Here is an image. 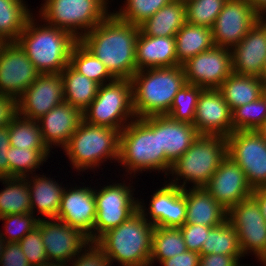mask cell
Returning a JSON list of instances; mask_svg holds the SVG:
<instances>
[{
	"mask_svg": "<svg viewBox=\"0 0 266 266\" xmlns=\"http://www.w3.org/2000/svg\"><path fill=\"white\" fill-rule=\"evenodd\" d=\"M139 32V26L110 12L79 42L107 67L115 79H131L137 71L136 42Z\"/></svg>",
	"mask_w": 266,
	"mask_h": 266,
	"instance_id": "cell-1",
	"label": "cell"
},
{
	"mask_svg": "<svg viewBox=\"0 0 266 266\" xmlns=\"http://www.w3.org/2000/svg\"><path fill=\"white\" fill-rule=\"evenodd\" d=\"M141 204L138 202V211L128 220L95 241L110 262L116 260L122 266H150L155 227L145 217L147 212Z\"/></svg>",
	"mask_w": 266,
	"mask_h": 266,
	"instance_id": "cell-2",
	"label": "cell"
},
{
	"mask_svg": "<svg viewBox=\"0 0 266 266\" xmlns=\"http://www.w3.org/2000/svg\"><path fill=\"white\" fill-rule=\"evenodd\" d=\"M131 82L136 118L167 114L175 95L187 83L182 65L145 68L136 71Z\"/></svg>",
	"mask_w": 266,
	"mask_h": 266,
	"instance_id": "cell-3",
	"label": "cell"
},
{
	"mask_svg": "<svg viewBox=\"0 0 266 266\" xmlns=\"http://www.w3.org/2000/svg\"><path fill=\"white\" fill-rule=\"evenodd\" d=\"M120 133L119 159L133 171H170L172 163L160 151L159 115L135 118Z\"/></svg>",
	"mask_w": 266,
	"mask_h": 266,
	"instance_id": "cell-4",
	"label": "cell"
},
{
	"mask_svg": "<svg viewBox=\"0 0 266 266\" xmlns=\"http://www.w3.org/2000/svg\"><path fill=\"white\" fill-rule=\"evenodd\" d=\"M33 16L19 34L18 45L40 74L61 73L70 62V54L79 41L66 30L47 24L40 27Z\"/></svg>",
	"mask_w": 266,
	"mask_h": 266,
	"instance_id": "cell-5",
	"label": "cell"
},
{
	"mask_svg": "<svg viewBox=\"0 0 266 266\" xmlns=\"http://www.w3.org/2000/svg\"><path fill=\"white\" fill-rule=\"evenodd\" d=\"M226 156V137L199 135L188 150L172 163L170 169L172 175L186 180L182 185H178L175 180L170 183L184 189L187 181H190L194 184L193 188H204Z\"/></svg>",
	"mask_w": 266,
	"mask_h": 266,
	"instance_id": "cell-6",
	"label": "cell"
},
{
	"mask_svg": "<svg viewBox=\"0 0 266 266\" xmlns=\"http://www.w3.org/2000/svg\"><path fill=\"white\" fill-rule=\"evenodd\" d=\"M120 133V130L82 120L64 150L77 170L99 167L106 158L118 161Z\"/></svg>",
	"mask_w": 266,
	"mask_h": 266,
	"instance_id": "cell-7",
	"label": "cell"
},
{
	"mask_svg": "<svg viewBox=\"0 0 266 266\" xmlns=\"http://www.w3.org/2000/svg\"><path fill=\"white\" fill-rule=\"evenodd\" d=\"M82 115L83 120L91 125L106 126L122 131L128 125L126 122L129 119L127 118L136 117L133 109L131 79H115L100 85L97 96L82 111Z\"/></svg>",
	"mask_w": 266,
	"mask_h": 266,
	"instance_id": "cell-8",
	"label": "cell"
},
{
	"mask_svg": "<svg viewBox=\"0 0 266 266\" xmlns=\"http://www.w3.org/2000/svg\"><path fill=\"white\" fill-rule=\"evenodd\" d=\"M106 1L45 0L39 12L42 19L47 20V25L66 30L79 40L109 15Z\"/></svg>",
	"mask_w": 266,
	"mask_h": 266,
	"instance_id": "cell-9",
	"label": "cell"
},
{
	"mask_svg": "<svg viewBox=\"0 0 266 266\" xmlns=\"http://www.w3.org/2000/svg\"><path fill=\"white\" fill-rule=\"evenodd\" d=\"M100 190L94 191L97 215L94 232L88 237L90 242H95L108 230L116 228L138 211L139 201L134 200L132 190L125 183L105 186Z\"/></svg>",
	"mask_w": 266,
	"mask_h": 266,
	"instance_id": "cell-10",
	"label": "cell"
},
{
	"mask_svg": "<svg viewBox=\"0 0 266 266\" xmlns=\"http://www.w3.org/2000/svg\"><path fill=\"white\" fill-rule=\"evenodd\" d=\"M227 156L246 174L252 189L266 187V140L257 131H234L228 137Z\"/></svg>",
	"mask_w": 266,
	"mask_h": 266,
	"instance_id": "cell-11",
	"label": "cell"
},
{
	"mask_svg": "<svg viewBox=\"0 0 266 266\" xmlns=\"http://www.w3.org/2000/svg\"><path fill=\"white\" fill-rule=\"evenodd\" d=\"M227 220L238 235L241 251H253L263 264L266 262V220L260 205L250 196L228 210Z\"/></svg>",
	"mask_w": 266,
	"mask_h": 266,
	"instance_id": "cell-12",
	"label": "cell"
},
{
	"mask_svg": "<svg viewBox=\"0 0 266 266\" xmlns=\"http://www.w3.org/2000/svg\"><path fill=\"white\" fill-rule=\"evenodd\" d=\"M186 82L204 89H217L232 73L231 49L214 46L183 65Z\"/></svg>",
	"mask_w": 266,
	"mask_h": 266,
	"instance_id": "cell-13",
	"label": "cell"
},
{
	"mask_svg": "<svg viewBox=\"0 0 266 266\" xmlns=\"http://www.w3.org/2000/svg\"><path fill=\"white\" fill-rule=\"evenodd\" d=\"M43 219L39 218L37 226L41 230L48 262L65 266L66 262L74 259L80 251H83V247L86 249L88 243H90L87 235L79 229L67 225L62 220L51 218V220L59 222L56 223L55 221L46 220V218Z\"/></svg>",
	"mask_w": 266,
	"mask_h": 266,
	"instance_id": "cell-14",
	"label": "cell"
},
{
	"mask_svg": "<svg viewBox=\"0 0 266 266\" xmlns=\"http://www.w3.org/2000/svg\"><path fill=\"white\" fill-rule=\"evenodd\" d=\"M260 18L247 1L227 0L211 28L215 46L232 49Z\"/></svg>",
	"mask_w": 266,
	"mask_h": 266,
	"instance_id": "cell-15",
	"label": "cell"
},
{
	"mask_svg": "<svg viewBox=\"0 0 266 266\" xmlns=\"http://www.w3.org/2000/svg\"><path fill=\"white\" fill-rule=\"evenodd\" d=\"M39 72L17 42H7L0 52V94L18 99Z\"/></svg>",
	"mask_w": 266,
	"mask_h": 266,
	"instance_id": "cell-16",
	"label": "cell"
},
{
	"mask_svg": "<svg viewBox=\"0 0 266 266\" xmlns=\"http://www.w3.org/2000/svg\"><path fill=\"white\" fill-rule=\"evenodd\" d=\"M62 102L64 90L61 73L39 74L17 99L18 115L37 121Z\"/></svg>",
	"mask_w": 266,
	"mask_h": 266,
	"instance_id": "cell-17",
	"label": "cell"
},
{
	"mask_svg": "<svg viewBox=\"0 0 266 266\" xmlns=\"http://www.w3.org/2000/svg\"><path fill=\"white\" fill-rule=\"evenodd\" d=\"M226 210L252 196L253 189L241 167L226 156L204 187Z\"/></svg>",
	"mask_w": 266,
	"mask_h": 266,
	"instance_id": "cell-18",
	"label": "cell"
},
{
	"mask_svg": "<svg viewBox=\"0 0 266 266\" xmlns=\"http://www.w3.org/2000/svg\"><path fill=\"white\" fill-rule=\"evenodd\" d=\"M193 125L199 135L228 137L232 133V111L218 89L201 92Z\"/></svg>",
	"mask_w": 266,
	"mask_h": 266,
	"instance_id": "cell-19",
	"label": "cell"
},
{
	"mask_svg": "<svg viewBox=\"0 0 266 266\" xmlns=\"http://www.w3.org/2000/svg\"><path fill=\"white\" fill-rule=\"evenodd\" d=\"M266 17H261L232 48V69L239 75L260 77L266 61Z\"/></svg>",
	"mask_w": 266,
	"mask_h": 266,
	"instance_id": "cell-20",
	"label": "cell"
},
{
	"mask_svg": "<svg viewBox=\"0 0 266 266\" xmlns=\"http://www.w3.org/2000/svg\"><path fill=\"white\" fill-rule=\"evenodd\" d=\"M97 215L94 189L90 187L64 189L56 219L79 229L88 237L93 232Z\"/></svg>",
	"mask_w": 266,
	"mask_h": 266,
	"instance_id": "cell-21",
	"label": "cell"
},
{
	"mask_svg": "<svg viewBox=\"0 0 266 266\" xmlns=\"http://www.w3.org/2000/svg\"><path fill=\"white\" fill-rule=\"evenodd\" d=\"M82 120V111L64 101L37 121L41 129L42 139L50 149L52 144L61 145L64 148Z\"/></svg>",
	"mask_w": 266,
	"mask_h": 266,
	"instance_id": "cell-22",
	"label": "cell"
},
{
	"mask_svg": "<svg viewBox=\"0 0 266 266\" xmlns=\"http://www.w3.org/2000/svg\"><path fill=\"white\" fill-rule=\"evenodd\" d=\"M155 192L149 207L153 226L181 227L186 218L184 190L168 183Z\"/></svg>",
	"mask_w": 266,
	"mask_h": 266,
	"instance_id": "cell-23",
	"label": "cell"
},
{
	"mask_svg": "<svg viewBox=\"0 0 266 266\" xmlns=\"http://www.w3.org/2000/svg\"><path fill=\"white\" fill-rule=\"evenodd\" d=\"M177 65L175 36L155 37L139 32L136 42L137 71Z\"/></svg>",
	"mask_w": 266,
	"mask_h": 266,
	"instance_id": "cell-24",
	"label": "cell"
},
{
	"mask_svg": "<svg viewBox=\"0 0 266 266\" xmlns=\"http://www.w3.org/2000/svg\"><path fill=\"white\" fill-rule=\"evenodd\" d=\"M184 190L186 202L185 223L216 227L227 220L226 210L205 188Z\"/></svg>",
	"mask_w": 266,
	"mask_h": 266,
	"instance_id": "cell-25",
	"label": "cell"
},
{
	"mask_svg": "<svg viewBox=\"0 0 266 266\" xmlns=\"http://www.w3.org/2000/svg\"><path fill=\"white\" fill-rule=\"evenodd\" d=\"M199 136L193 124L173 120L170 116L159 115L160 151L174 163Z\"/></svg>",
	"mask_w": 266,
	"mask_h": 266,
	"instance_id": "cell-26",
	"label": "cell"
},
{
	"mask_svg": "<svg viewBox=\"0 0 266 266\" xmlns=\"http://www.w3.org/2000/svg\"><path fill=\"white\" fill-rule=\"evenodd\" d=\"M186 22L185 3L172 0L141 23L139 29L142 34L147 36L171 37L175 36Z\"/></svg>",
	"mask_w": 266,
	"mask_h": 266,
	"instance_id": "cell-27",
	"label": "cell"
},
{
	"mask_svg": "<svg viewBox=\"0 0 266 266\" xmlns=\"http://www.w3.org/2000/svg\"><path fill=\"white\" fill-rule=\"evenodd\" d=\"M231 111L256 101L264 94V85L260 77L232 73L217 88Z\"/></svg>",
	"mask_w": 266,
	"mask_h": 266,
	"instance_id": "cell-28",
	"label": "cell"
},
{
	"mask_svg": "<svg viewBox=\"0 0 266 266\" xmlns=\"http://www.w3.org/2000/svg\"><path fill=\"white\" fill-rule=\"evenodd\" d=\"M175 41L177 65L215 46L211 28L189 22L176 33Z\"/></svg>",
	"mask_w": 266,
	"mask_h": 266,
	"instance_id": "cell-29",
	"label": "cell"
},
{
	"mask_svg": "<svg viewBox=\"0 0 266 266\" xmlns=\"http://www.w3.org/2000/svg\"><path fill=\"white\" fill-rule=\"evenodd\" d=\"M35 177V178H34ZM33 183L26 179L31 200V213L37 207L38 212L46 218H56L60 209L64 188L52 179L34 176ZM32 185V186H31Z\"/></svg>",
	"mask_w": 266,
	"mask_h": 266,
	"instance_id": "cell-30",
	"label": "cell"
},
{
	"mask_svg": "<svg viewBox=\"0 0 266 266\" xmlns=\"http://www.w3.org/2000/svg\"><path fill=\"white\" fill-rule=\"evenodd\" d=\"M64 101L84 111L97 96L99 84L68 64L61 72Z\"/></svg>",
	"mask_w": 266,
	"mask_h": 266,
	"instance_id": "cell-31",
	"label": "cell"
},
{
	"mask_svg": "<svg viewBox=\"0 0 266 266\" xmlns=\"http://www.w3.org/2000/svg\"><path fill=\"white\" fill-rule=\"evenodd\" d=\"M7 184L0 192V217L31 212V200L26 178H0ZM5 182V183H4Z\"/></svg>",
	"mask_w": 266,
	"mask_h": 266,
	"instance_id": "cell-32",
	"label": "cell"
},
{
	"mask_svg": "<svg viewBox=\"0 0 266 266\" xmlns=\"http://www.w3.org/2000/svg\"><path fill=\"white\" fill-rule=\"evenodd\" d=\"M31 14L23 0H0V37L16 42Z\"/></svg>",
	"mask_w": 266,
	"mask_h": 266,
	"instance_id": "cell-33",
	"label": "cell"
},
{
	"mask_svg": "<svg viewBox=\"0 0 266 266\" xmlns=\"http://www.w3.org/2000/svg\"><path fill=\"white\" fill-rule=\"evenodd\" d=\"M200 254H224L234 256L238 260L243 256L236 230L228 220L209 231Z\"/></svg>",
	"mask_w": 266,
	"mask_h": 266,
	"instance_id": "cell-34",
	"label": "cell"
},
{
	"mask_svg": "<svg viewBox=\"0 0 266 266\" xmlns=\"http://www.w3.org/2000/svg\"><path fill=\"white\" fill-rule=\"evenodd\" d=\"M8 131L10 146L23 149L50 150L42 139L41 129L36 120L26 119L17 114L9 123Z\"/></svg>",
	"mask_w": 266,
	"mask_h": 266,
	"instance_id": "cell-35",
	"label": "cell"
},
{
	"mask_svg": "<svg viewBox=\"0 0 266 266\" xmlns=\"http://www.w3.org/2000/svg\"><path fill=\"white\" fill-rule=\"evenodd\" d=\"M187 251L180 228L155 227L152 236L150 264L159 262Z\"/></svg>",
	"mask_w": 266,
	"mask_h": 266,
	"instance_id": "cell-36",
	"label": "cell"
},
{
	"mask_svg": "<svg viewBox=\"0 0 266 266\" xmlns=\"http://www.w3.org/2000/svg\"><path fill=\"white\" fill-rule=\"evenodd\" d=\"M69 64L76 71L83 74L88 79L98 83L99 85H103L105 82L107 83V81L112 82L115 80L107 67L90 51H88L79 41L74 45L71 51Z\"/></svg>",
	"mask_w": 266,
	"mask_h": 266,
	"instance_id": "cell-37",
	"label": "cell"
},
{
	"mask_svg": "<svg viewBox=\"0 0 266 266\" xmlns=\"http://www.w3.org/2000/svg\"><path fill=\"white\" fill-rule=\"evenodd\" d=\"M49 153V150L23 149L10 146L7 152L9 177H28L26 173L35 171L33 169L38 168L43 161L45 162L47 160L45 157Z\"/></svg>",
	"mask_w": 266,
	"mask_h": 266,
	"instance_id": "cell-38",
	"label": "cell"
},
{
	"mask_svg": "<svg viewBox=\"0 0 266 266\" xmlns=\"http://www.w3.org/2000/svg\"><path fill=\"white\" fill-rule=\"evenodd\" d=\"M266 120V96L239 106L232 111V132L256 131Z\"/></svg>",
	"mask_w": 266,
	"mask_h": 266,
	"instance_id": "cell-39",
	"label": "cell"
},
{
	"mask_svg": "<svg viewBox=\"0 0 266 266\" xmlns=\"http://www.w3.org/2000/svg\"><path fill=\"white\" fill-rule=\"evenodd\" d=\"M203 90L200 86L186 83L175 95L166 115L173 120L193 124L198 98Z\"/></svg>",
	"mask_w": 266,
	"mask_h": 266,
	"instance_id": "cell-40",
	"label": "cell"
},
{
	"mask_svg": "<svg viewBox=\"0 0 266 266\" xmlns=\"http://www.w3.org/2000/svg\"><path fill=\"white\" fill-rule=\"evenodd\" d=\"M227 0H189L185 2L187 22L212 28Z\"/></svg>",
	"mask_w": 266,
	"mask_h": 266,
	"instance_id": "cell-41",
	"label": "cell"
},
{
	"mask_svg": "<svg viewBox=\"0 0 266 266\" xmlns=\"http://www.w3.org/2000/svg\"><path fill=\"white\" fill-rule=\"evenodd\" d=\"M172 0H126V7L116 11L123 21L139 26Z\"/></svg>",
	"mask_w": 266,
	"mask_h": 266,
	"instance_id": "cell-42",
	"label": "cell"
},
{
	"mask_svg": "<svg viewBox=\"0 0 266 266\" xmlns=\"http://www.w3.org/2000/svg\"><path fill=\"white\" fill-rule=\"evenodd\" d=\"M0 220H5L6 234L1 233L6 243L19 242L27 233L32 231L38 225L39 218L33 217V214H11L7 216H1ZM5 237V238H4ZM7 238V239H6Z\"/></svg>",
	"mask_w": 266,
	"mask_h": 266,
	"instance_id": "cell-43",
	"label": "cell"
},
{
	"mask_svg": "<svg viewBox=\"0 0 266 266\" xmlns=\"http://www.w3.org/2000/svg\"><path fill=\"white\" fill-rule=\"evenodd\" d=\"M18 243L31 266L48 263V257L41 237V230L38 226L27 233Z\"/></svg>",
	"mask_w": 266,
	"mask_h": 266,
	"instance_id": "cell-44",
	"label": "cell"
},
{
	"mask_svg": "<svg viewBox=\"0 0 266 266\" xmlns=\"http://www.w3.org/2000/svg\"><path fill=\"white\" fill-rule=\"evenodd\" d=\"M179 228L186 243L187 250L200 254L201 248L207 239L208 233L213 227H207L200 224L184 223Z\"/></svg>",
	"mask_w": 266,
	"mask_h": 266,
	"instance_id": "cell-45",
	"label": "cell"
},
{
	"mask_svg": "<svg viewBox=\"0 0 266 266\" xmlns=\"http://www.w3.org/2000/svg\"><path fill=\"white\" fill-rule=\"evenodd\" d=\"M88 246L84 254L81 255L80 251L78 258H74L73 266H111V262L95 242H90Z\"/></svg>",
	"mask_w": 266,
	"mask_h": 266,
	"instance_id": "cell-46",
	"label": "cell"
},
{
	"mask_svg": "<svg viewBox=\"0 0 266 266\" xmlns=\"http://www.w3.org/2000/svg\"><path fill=\"white\" fill-rule=\"evenodd\" d=\"M1 266H31L18 242L6 243L0 258Z\"/></svg>",
	"mask_w": 266,
	"mask_h": 266,
	"instance_id": "cell-47",
	"label": "cell"
},
{
	"mask_svg": "<svg viewBox=\"0 0 266 266\" xmlns=\"http://www.w3.org/2000/svg\"><path fill=\"white\" fill-rule=\"evenodd\" d=\"M17 114V99L15 97L0 94V128L8 126Z\"/></svg>",
	"mask_w": 266,
	"mask_h": 266,
	"instance_id": "cell-48",
	"label": "cell"
},
{
	"mask_svg": "<svg viewBox=\"0 0 266 266\" xmlns=\"http://www.w3.org/2000/svg\"><path fill=\"white\" fill-rule=\"evenodd\" d=\"M201 254L193 251H185L174 257L165 259L160 263L163 266H199Z\"/></svg>",
	"mask_w": 266,
	"mask_h": 266,
	"instance_id": "cell-49",
	"label": "cell"
},
{
	"mask_svg": "<svg viewBox=\"0 0 266 266\" xmlns=\"http://www.w3.org/2000/svg\"><path fill=\"white\" fill-rule=\"evenodd\" d=\"M10 147L8 126L0 128V178L9 177L7 152Z\"/></svg>",
	"mask_w": 266,
	"mask_h": 266,
	"instance_id": "cell-50",
	"label": "cell"
},
{
	"mask_svg": "<svg viewBox=\"0 0 266 266\" xmlns=\"http://www.w3.org/2000/svg\"><path fill=\"white\" fill-rule=\"evenodd\" d=\"M234 256L224 254L201 255L199 266H240Z\"/></svg>",
	"mask_w": 266,
	"mask_h": 266,
	"instance_id": "cell-51",
	"label": "cell"
},
{
	"mask_svg": "<svg viewBox=\"0 0 266 266\" xmlns=\"http://www.w3.org/2000/svg\"><path fill=\"white\" fill-rule=\"evenodd\" d=\"M252 196L260 205L261 213L266 220V187L254 189Z\"/></svg>",
	"mask_w": 266,
	"mask_h": 266,
	"instance_id": "cell-52",
	"label": "cell"
},
{
	"mask_svg": "<svg viewBox=\"0 0 266 266\" xmlns=\"http://www.w3.org/2000/svg\"><path fill=\"white\" fill-rule=\"evenodd\" d=\"M247 1L255 10V12L260 16H265L266 12V0H245Z\"/></svg>",
	"mask_w": 266,
	"mask_h": 266,
	"instance_id": "cell-53",
	"label": "cell"
},
{
	"mask_svg": "<svg viewBox=\"0 0 266 266\" xmlns=\"http://www.w3.org/2000/svg\"><path fill=\"white\" fill-rule=\"evenodd\" d=\"M260 136L266 140V120L262 123V125L256 130Z\"/></svg>",
	"mask_w": 266,
	"mask_h": 266,
	"instance_id": "cell-54",
	"label": "cell"
},
{
	"mask_svg": "<svg viewBox=\"0 0 266 266\" xmlns=\"http://www.w3.org/2000/svg\"><path fill=\"white\" fill-rule=\"evenodd\" d=\"M5 244H6V242L3 239L2 234H0V258H1L3 251H4Z\"/></svg>",
	"mask_w": 266,
	"mask_h": 266,
	"instance_id": "cell-55",
	"label": "cell"
},
{
	"mask_svg": "<svg viewBox=\"0 0 266 266\" xmlns=\"http://www.w3.org/2000/svg\"><path fill=\"white\" fill-rule=\"evenodd\" d=\"M260 79L263 82V85H266V61L263 67L262 75L260 76Z\"/></svg>",
	"mask_w": 266,
	"mask_h": 266,
	"instance_id": "cell-56",
	"label": "cell"
},
{
	"mask_svg": "<svg viewBox=\"0 0 266 266\" xmlns=\"http://www.w3.org/2000/svg\"><path fill=\"white\" fill-rule=\"evenodd\" d=\"M37 266H64V265L59 264V263L48 262V263L37 265Z\"/></svg>",
	"mask_w": 266,
	"mask_h": 266,
	"instance_id": "cell-57",
	"label": "cell"
},
{
	"mask_svg": "<svg viewBox=\"0 0 266 266\" xmlns=\"http://www.w3.org/2000/svg\"><path fill=\"white\" fill-rule=\"evenodd\" d=\"M6 43H7V42H6L3 38L0 37V52H1L2 48L4 47V45H5Z\"/></svg>",
	"mask_w": 266,
	"mask_h": 266,
	"instance_id": "cell-58",
	"label": "cell"
},
{
	"mask_svg": "<svg viewBox=\"0 0 266 266\" xmlns=\"http://www.w3.org/2000/svg\"><path fill=\"white\" fill-rule=\"evenodd\" d=\"M264 95L266 96V85H264Z\"/></svg>",
	"mask_w": 266,
	"mask_h": 266,
	"instance_id": "cell-59",
	"label": "cell"
},
{
	"mask_svg": "<svg viewBox=\"0 0 266 266\" xmlns=\"http://www.w3.org/2000/svg\"><path fill=\"white\" fill-rule=\"evenodd\" d=\"M179 1H181V2H184V3H185V2H187V1H189V0H179Z\"/></svg>",
	"mask_w": 266,
	"mask_h": 266,
	"instance_id": "cell-60",
	"label": "cell"
}]
</instances>
